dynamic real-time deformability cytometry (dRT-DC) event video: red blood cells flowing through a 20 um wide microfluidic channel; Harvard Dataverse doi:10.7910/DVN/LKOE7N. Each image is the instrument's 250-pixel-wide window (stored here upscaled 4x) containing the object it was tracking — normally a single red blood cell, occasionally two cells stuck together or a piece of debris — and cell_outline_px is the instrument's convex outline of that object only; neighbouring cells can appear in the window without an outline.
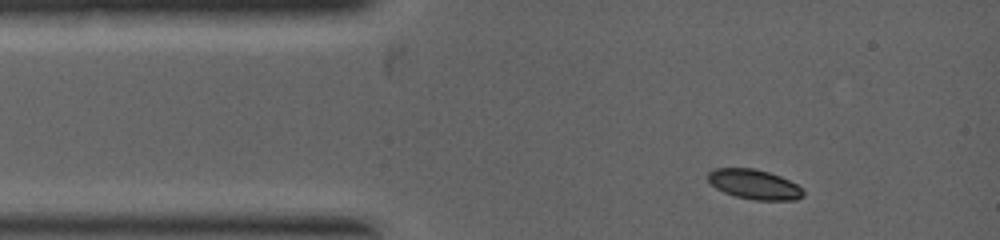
{"species": "common noctule bat (a hibernating species)", "species_latin": "Nyctalus noctula", "temperature_condition": "warm", "stored_images_in_passage": 3, "camera_frame_rate_fps": 5000, "um_per_image_px": 0.085, "animal": {"sex": "female", "body_mass_g": 19.0, "forearm_length_mm": 53.3}, "frame": {"image": 1, "passage_image": 1, "time_ms": 0.0, "image_size_px": [1000, 240], "cell_outline_px": [[804, 196], [796, 200], [752, 200], [736, 196], [724, 192], [716, 188], [708, 180], [708, 172], [716, 168], [756, 168], [780, 176], [796, 184], [804, 192]], "centroid_in_image_um": [64.11, 15.67], "position_along_channel_um": 20.9, "area_um2": 16.47}}